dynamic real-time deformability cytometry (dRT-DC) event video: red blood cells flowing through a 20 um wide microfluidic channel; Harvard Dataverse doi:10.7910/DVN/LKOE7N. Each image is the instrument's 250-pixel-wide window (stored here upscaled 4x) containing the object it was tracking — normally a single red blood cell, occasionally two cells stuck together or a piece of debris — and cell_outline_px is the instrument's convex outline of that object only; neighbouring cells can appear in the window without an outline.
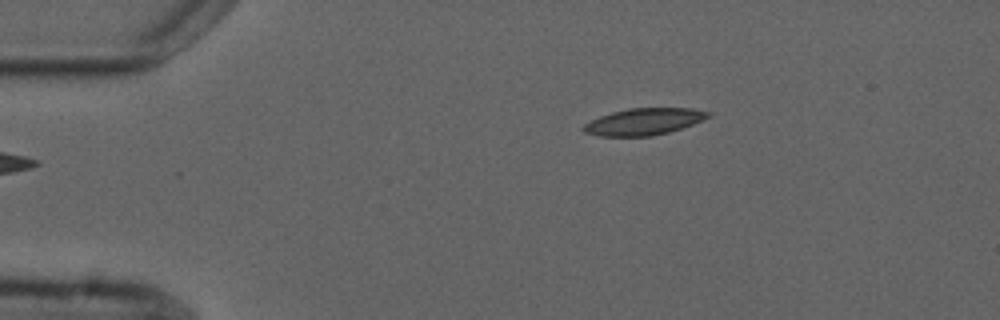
{"species": "common noctule bat (a hibernating species)", "species_latin": "Nyctalus noctula", "temperature_condition": "cold", "stored_images_in_passage": 3, "camera_frame_rate_fps": 3000, "um_per_image_px": 0.085, "animal": {"sex": "male", "forearm_length_mm": 52.5}, "frame": {"image": 1, "passage_image": 3, "time_ms": 2.333, "image_size_px": [1000, 320], "cell_outline_px": [[712, 116], [704, 120], [668, 132], [652, 136], [600, 136], [584, 132], [580, 128], [584, 124], [600, 116], [612, 112], [628, 108], [692, 108], [712, 112]], "centroid_in_image_um": [54.75, 10.33], "position_along_channel_um": 30.3, "area_um2": 19.48}}